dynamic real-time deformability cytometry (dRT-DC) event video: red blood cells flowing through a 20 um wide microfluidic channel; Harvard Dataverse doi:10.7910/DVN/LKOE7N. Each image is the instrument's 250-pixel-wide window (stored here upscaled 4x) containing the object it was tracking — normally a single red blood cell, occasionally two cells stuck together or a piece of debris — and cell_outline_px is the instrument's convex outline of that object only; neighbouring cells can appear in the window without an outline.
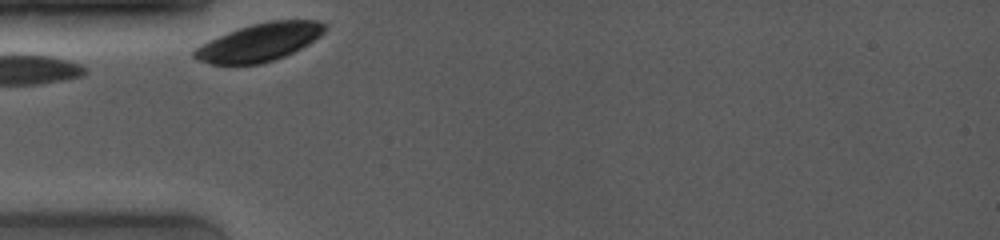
{"species": "common noctule bat (a hibernating species)", "species_latin": "Nyctalus noctula", "temperature_condition": "room temperature", "stored_images_in_passage": 4, "camera_frame_rate_fps": 4000, "um_per_image_px": 0.085, "animal": {"sex": "female", "body_mass_g": 19.0, "forearm_length_mm": 53.3}, "frame": {"image": 1, "passage_image": 1, "time_ms": 0.0, "image_size_px": [1000, 240], "cell_outline_px": [[328, 28], [320, 36], [308, 44], [284, 56], [260, 64], [212, 64], [196, 60], [192, 56], [192, 52], [200, 44], [208, 40], [228, 32], [252, 24], [268, 20], [320, 20], [328, 24]], "centroid_in_image_um": [22.07, 3.58], "position_along_channel_um": 62.9, "area_um2": 28.84}}
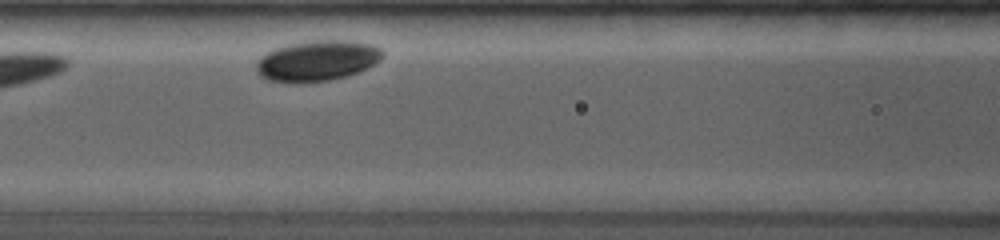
{"frame": {"image": 2, "passage_image": 4, "time_ms": 2.25, "image_size_px": [1000, 240], "cell_outline_px": [[384, 56], [380, 60], [356, 72], [344, 76], [328, 80], [268, 80], [260, 76], [256, 68], [256, 60], [264, 52], [272, 48], [288, 44], [312, 40], [356, 40], [372, 44], [380, 48], [384, 52]], "centroid_in_image_um": [26.95, 5.09], "position_along_channel_um": 139.6, "area_um2": 29.42}}